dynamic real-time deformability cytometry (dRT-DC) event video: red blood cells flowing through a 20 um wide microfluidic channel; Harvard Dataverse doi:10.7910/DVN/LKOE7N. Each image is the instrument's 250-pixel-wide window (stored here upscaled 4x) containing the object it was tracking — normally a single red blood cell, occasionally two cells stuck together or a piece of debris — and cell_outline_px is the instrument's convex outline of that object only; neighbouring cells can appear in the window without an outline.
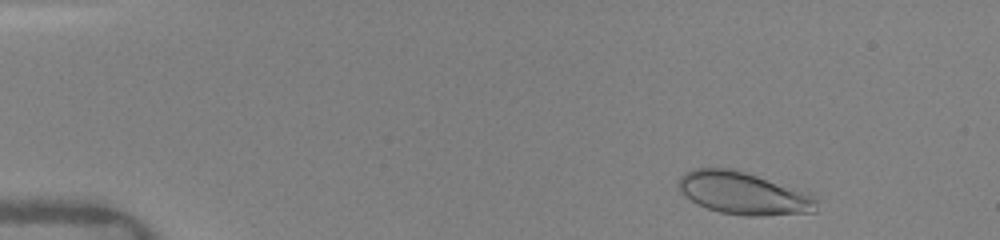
{"species": "human", "species_latin": "Homo sapiens", "temperature_condition": "warm", "stored_images_in_passage": 12, "camera_frame_rate_fps": 3000, "um_per_image_px": 0.085, "donor": {"sex": "female"}, "frame": {"image": 1, "passage_image": 3, "time_ms": 0.667, "image_size_px": [1000, 240], "cell_outline_px": [[816, 212], [760, 216], [744, 216], [720, 212], [696, 204], [684, 196], [676, 188], [676, 180], [684, 172], [692, 168], [732, 168], [796, 188], [808, 192], [816, 200]], "centroid_in_image_um": [63.12, 16.42], "position_along_channel_um": 21.9, "area_um2": 34.51}}